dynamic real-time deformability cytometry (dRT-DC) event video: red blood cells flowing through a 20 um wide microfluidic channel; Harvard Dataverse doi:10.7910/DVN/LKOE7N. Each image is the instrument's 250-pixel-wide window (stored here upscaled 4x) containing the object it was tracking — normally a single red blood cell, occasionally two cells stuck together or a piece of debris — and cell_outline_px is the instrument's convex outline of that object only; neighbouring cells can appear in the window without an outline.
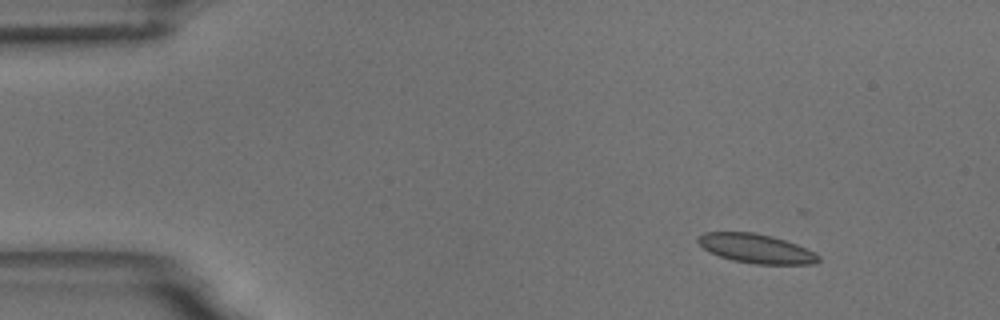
{"species": "common noctule bat (a hibernating species)", "species_latin": "Nyctalus noctula", "temperature_condition": "room temperature", "stored_images_in_passage": 9, "camera_frame_rate_fps": 3000, "um_per_image_px": 0.085, "animal": {"sex": "male", "body_mass_g": 18.8}, "frame": {"image": 1, "passage_image": 1, "time_ms": 0.0, "image_size_px": [1000, 320], "cell_outline_px": [[820, 260], [816, 264], [756, 264], [732, 260], [720, 256], [704, 248], [696, 240], [696, 236], [704, 232], [752, 232], [772, 236], [796, 244], [816, 252], [820, 256]], "centroid_in_image_um": [64.29, 21.12], "position_along_channel_um": 20.7, "area_um2": 20.46}}